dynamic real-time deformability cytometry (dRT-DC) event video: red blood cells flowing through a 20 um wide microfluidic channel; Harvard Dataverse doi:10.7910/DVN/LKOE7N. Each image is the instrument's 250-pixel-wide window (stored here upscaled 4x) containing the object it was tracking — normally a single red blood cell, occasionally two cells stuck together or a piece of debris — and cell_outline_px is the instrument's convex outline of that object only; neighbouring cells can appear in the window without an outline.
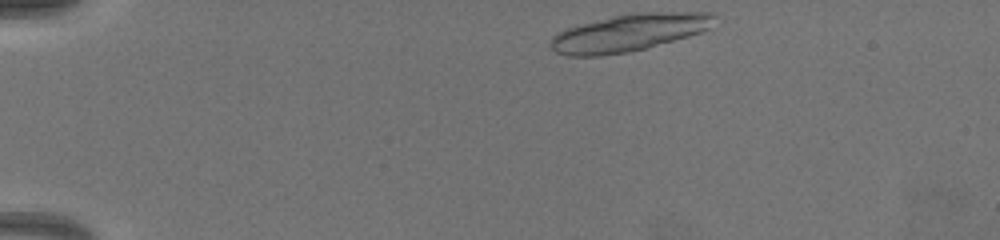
{"species": "common noctule bat (a hibernating species)", "species_latin": "Nyctalus noctula", "temperature_condition": "warm", "stored_images_in_passage": 15, "camera_frame_rate_fps": 3000, "um_per_image_px": 0.085, "animal": {"sex": "female", "body_mass_g": 19.5, "forearm_length_mm": 54.1}, "frame": {"image": 1, "passage_image": 1, "time_ms": 0.0, "image_size_px": [1000, 240], "cell_outline_px": [[716, 16], [708, 28], [700, 32], [688, 36], [648, 48], [628, 52], [600, 56], [568, 56], [556, 52], [548, 44], [552, 36], [556, 32], [564, 28], [628, 12], [716, 12]], "centroid_in_image_um": [53.41, 2.77], "position_along_channel_um": 31.6, "area_um2": 35.89}}